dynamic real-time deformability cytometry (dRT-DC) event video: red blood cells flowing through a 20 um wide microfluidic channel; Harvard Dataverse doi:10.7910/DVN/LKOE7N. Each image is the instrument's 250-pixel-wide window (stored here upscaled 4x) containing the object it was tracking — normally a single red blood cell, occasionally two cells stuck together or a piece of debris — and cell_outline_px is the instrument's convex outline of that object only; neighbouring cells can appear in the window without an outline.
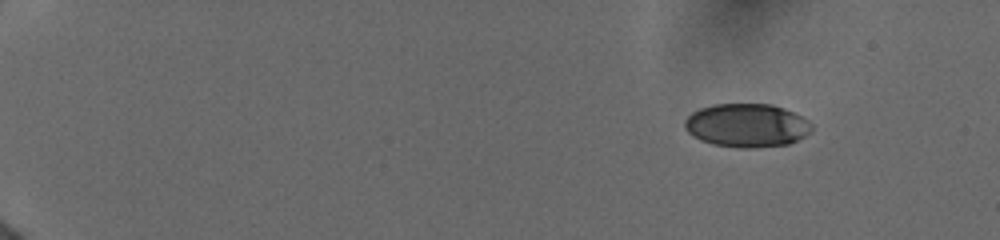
{"species": "human", "species_latin": "Homo sapiens", "temperature_condition": "cold", "stored_images_in_passage": 17, "camera_frame_rate_fps": 3000, "um_per_image_px": 0.085, "donor": {"sex": "female"}, "frame": {"image": 1, "passage_image": 1, "time_ms": 0.0, "image_size_px": [1000, 240], "cell_outline_px": [[812, 128], [804, 136], [788, 144], [756, 148], [740, 148], [712, 144], [700, 140], [692, 136], [684, 128], [684, 120], [692, 112], [700, 108], [716, 104], [772, 104], [784, 108], [808, 120], [812, 124]], "centroid_in_image_um": [63.44, 10.66], "position_along_channel_um": 21.6, "area_um2": 32.25}}
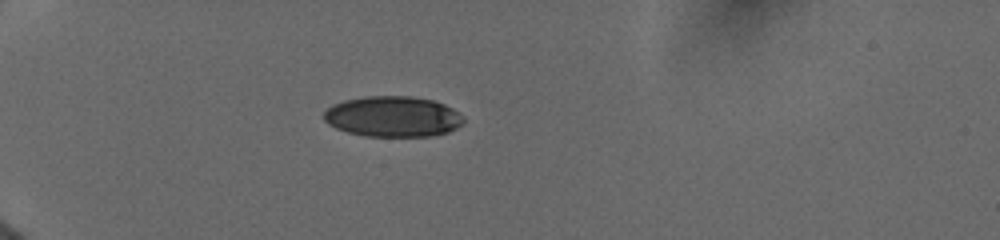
{"frame": {"image": 2, "passage_image": 13, "time_ms": 3.667, "image_size_px": [1000, 240], "cell_outline_px": [[464, 124], [448, 132], [432, 136], [364, 136], [348, 132], [336, 128], [328, 124], [324, 120], [324, 112], [332, 104], [344, 100], [368, 96], [412, 96], [432, 100], [444, 104], [452, 108], [464, 116]], "centroid_in_image_um": [33.41, 9.91], "position_along_channel_um": 51.6, "area_um2": 33.23}}
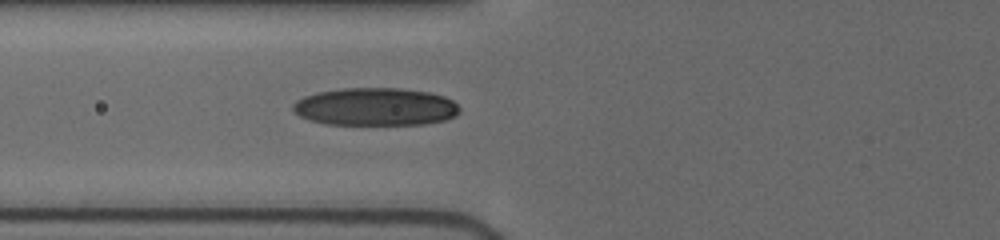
{"frame": {"image": 3, "passage_image": 17, "time_ms": 5.667, "image_size_px": [1000, 240], "cell_outline_px": [[460, 112], [456, 116], [444, 120], [424, 124], [328, 124], [312, 120], [300, 116], [292, 108], [292, 104], [304, 96], [320, 92], [344, 88], [400, 88], [428, 92], [444, 96], [452, 100], [460, 108]], "centroid_in_image_um": [31.95, 9.07], "position_along_channel_um": 93.9, "area_um2": 36.47}}